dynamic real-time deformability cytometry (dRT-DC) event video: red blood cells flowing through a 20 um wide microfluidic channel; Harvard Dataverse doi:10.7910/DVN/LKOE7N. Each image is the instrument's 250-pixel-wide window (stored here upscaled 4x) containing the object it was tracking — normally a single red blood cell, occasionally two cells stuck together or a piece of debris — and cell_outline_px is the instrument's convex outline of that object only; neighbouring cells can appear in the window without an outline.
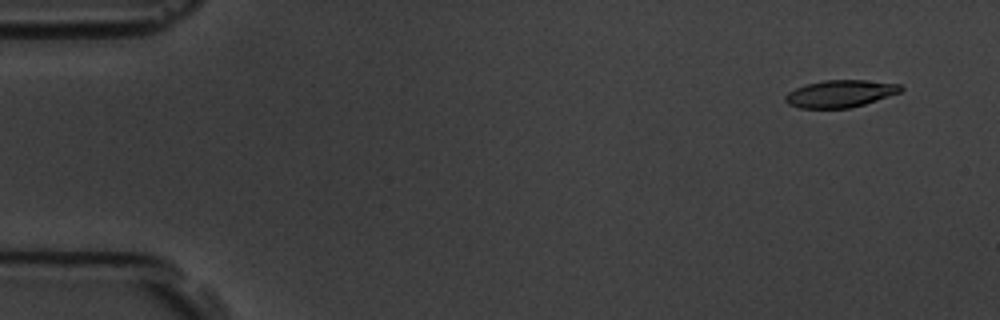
{"species": "common noctule bat (a hibernating species)", "species_latin": "Nyctalus noctula", "temperature_condition": "room temperature", "stored_images_in_passage": 5, "camera_frame_rate_fps": 3000, "um_per_image_px": 0.085, "animal": {"sex": "male", "body_mass_g": 19.5, "forearm_length_mm": 54.6}, "frame": {"image": 1, "passage_image": 1, "time_ms": 0.0, "image_size_px": [1000, 320], "cell_outline_px": [[904, 88], [900, 92], [864, 104], [848, 108], [800, 108], [788, 104], [784, 100], [784, 96], [788, 92], [804, 84], [824, 80], [864, 80], [900, 84]], "centroid_in_image_um": [71.38, 7.95], "position_along_channel_um": 13.6, "area_um2": 18.26}}
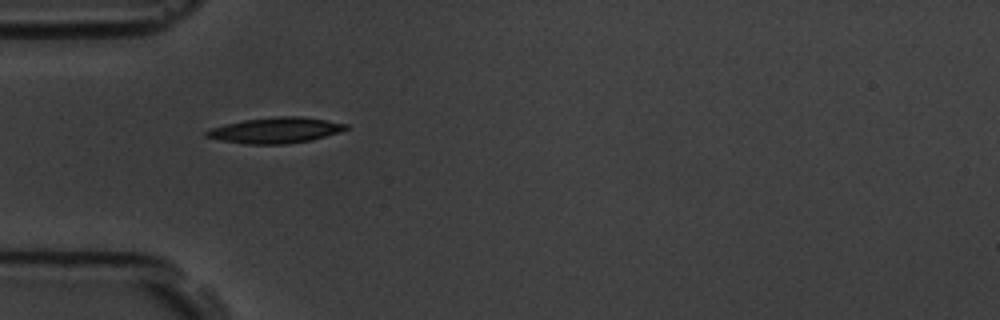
{"frame": {"image": 2, "passage_image": 4, "time_ms": 4.333, "image_size_px": [1000, 320], "cell_outline_px": [[348, 128], [340, 132], [312, 140], [284, 144], [244, 144], [220, 140], [204, 136], [204, 132], [212, 128], [244, 120], [280, 116], [300, 116], [348, 124]], "centroid_in_image_um": [23.43, 11.08], "position_along_channel_um": 61.6, "area_um2": 20.69}}
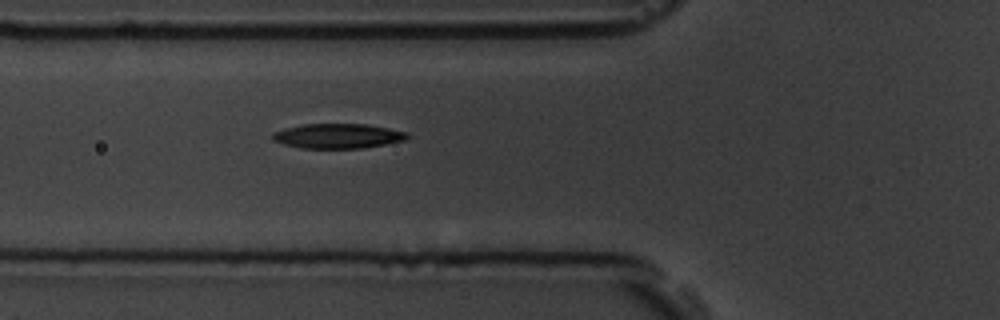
{"frame": {"image": 3, "passage_image": 5, "time_ms": 5.333, "image_size_px": [1000, 320], "cell_outline_px": [[412, 136], [408, 140], [364, 148], [300, 148], [284, 144], [272, 140], [272, 132], [284, 128], [304, 124], [364, 124], [388, 128], [408, 132]], "centroid_in_image_um": [28.75, 11.56], "position_along_channel_um": 97.0, "area_um2": 19.65}}